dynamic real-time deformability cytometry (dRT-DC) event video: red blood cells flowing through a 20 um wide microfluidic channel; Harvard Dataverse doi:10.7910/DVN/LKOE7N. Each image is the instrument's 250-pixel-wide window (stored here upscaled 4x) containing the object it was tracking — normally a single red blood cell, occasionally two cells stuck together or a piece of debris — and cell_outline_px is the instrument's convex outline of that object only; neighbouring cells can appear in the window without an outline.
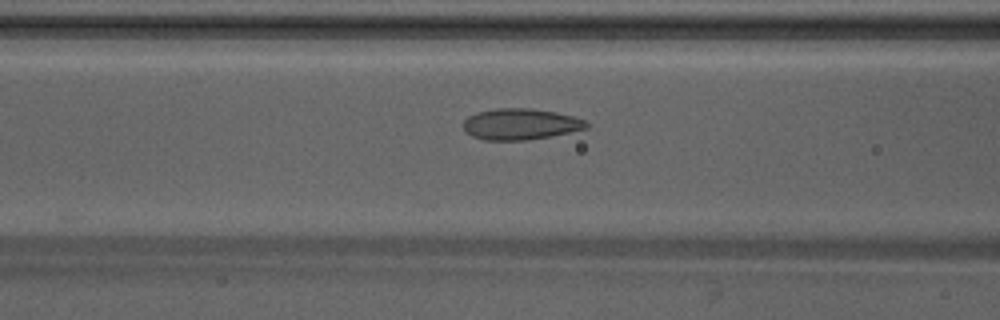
{"species": "Egyptian fruit bat (a non-hibernating species)", "species_latin": "Rousettus aegyptiacus", "temperature_condition": "warm", "stored_images_in_passage": 35, "camera_frame_rate_fps": 3000, "um_per_image_px": 0.085, "animal": {"sex": "male"}, "frame": {"image": 1, "passage_image": 11, "time_ms": 3.333, "image_size_px": [1000, 320], "cell_outline_px": [[588, 128], [528, 140], [484, 140], [472, 136], [464, 132], [464, 120], [468, 116], [476, 112], [496, 108], [532, 108], [556, 112], [572, 116], [584, 120], [588, 124]], "centroid_in_image_um": [44.19, 10.54], "position_along_channel_um": 122.4, "area_um2": 22.31}}
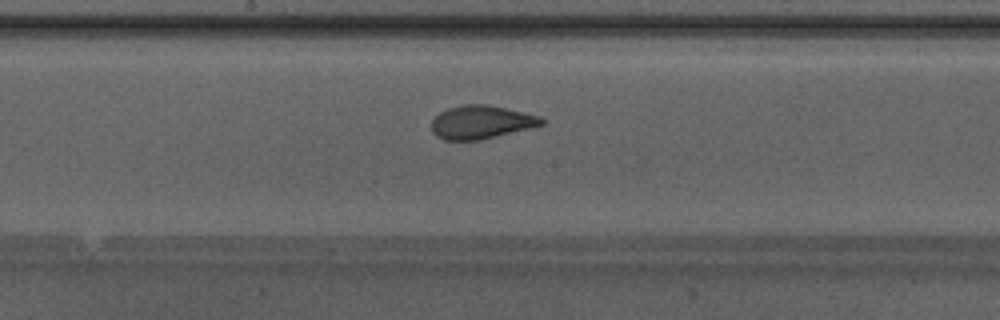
{"frame": {"image": 2, "passage_image": 17, "time_ms": 5.333, "image_size_px": [1000, 320], "cell_outline_px": [[544, 124], [480, 140], [444, 140], [436, 136], [432, 132], [432, 120], [440, 112], [448, 108], [464, 104], [488, 104], [508, 108], [540, 116], [544, 120]], "centroid_in_image_um": [40.88, 10.37], "position_along_channel_um": 207.3, "area_um2": 21.33}}
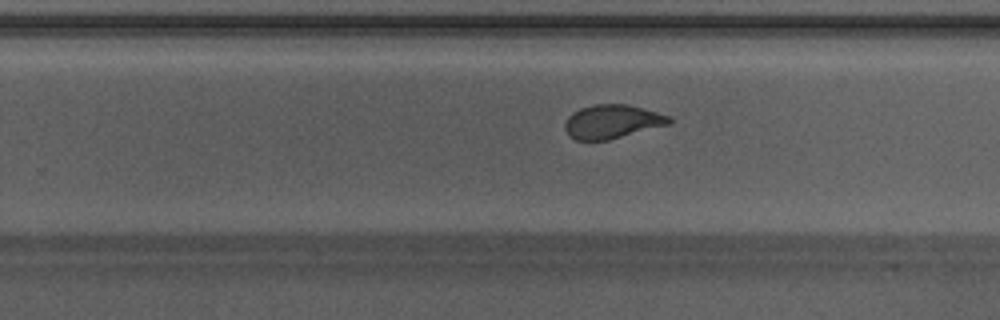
{"frame": {"image": 3, "passage_image": 22, "time_ms": 7.0, "image_size_px": [1000, 320], "cell_outline_px": [[672, 124], [608, 140], [576, 140], [568, 136], [564, 128], [564, 124], [568, 116], [572, 112], [580, 108], [596, 104], [628, 104], [644, 108], [672, 116]], "centroid_in_image_um": [52.06, 10.33], "position_along_channel_um": 277.7, "area_um2": 20.87}, "authors_computed_cell_mechanics": {"area_um2": 21.964, "velocity_mm_per_s": 4.2458, "shape_relaxation_time_tau1_ms": 6.4136, "shape_relaxation_time_tau2_ms": 0.732, "deformation_change_tau1": 0.2024, "deformation_change_tau2": 0.0656}}